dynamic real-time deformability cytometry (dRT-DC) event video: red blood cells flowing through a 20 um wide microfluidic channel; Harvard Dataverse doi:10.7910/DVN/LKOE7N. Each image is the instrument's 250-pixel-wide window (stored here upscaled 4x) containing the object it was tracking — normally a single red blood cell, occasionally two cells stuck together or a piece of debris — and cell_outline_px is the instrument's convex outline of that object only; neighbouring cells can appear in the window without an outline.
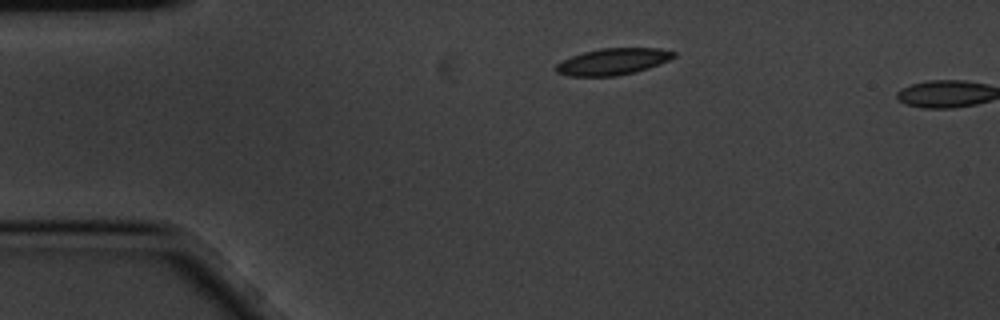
{"species": "common noctule bat (a hibernating species)", "species_latin": "Nyctalus noctula", "temperature_condition": "cold", "stored_images_in_passage": 2, "camera_frame_rate_fps": 3000, "um_per_image_px": 0.085, "animal": {"sex": "male", "body_mass_g": 20.1, "forearm_length_mm": 53.5}, "frame": {"image": 1, "passage_image": 1, "time_ms": 0.0, "image_size_px": [1000, 320], "cell_outline_px": [[676, 56], [668, 60], [648, 68], [636, 72], [616, 76], [568, 76], [556, 72], [556, 64], [572, 56], [584, 52], [600, 48], [660, 48], [676, 52]], "centroid_in_image_um": [52.11, 5.23], "position_along_channel_um": 32.9, "area_um2": 18.15}}